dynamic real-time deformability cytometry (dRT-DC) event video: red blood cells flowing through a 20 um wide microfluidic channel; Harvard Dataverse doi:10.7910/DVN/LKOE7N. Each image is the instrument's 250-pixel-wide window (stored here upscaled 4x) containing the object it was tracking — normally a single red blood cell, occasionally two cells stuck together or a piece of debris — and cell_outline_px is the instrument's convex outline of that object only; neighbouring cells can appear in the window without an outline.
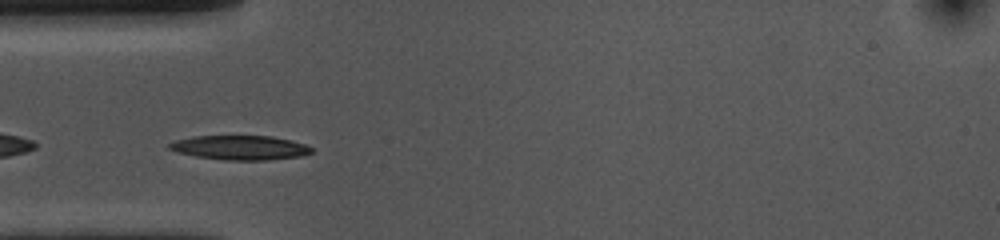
{"species": "common noctule bat (a hibernating species)", "species_latin": "Nyctalus noctula", "temperature_condition": "cold", "stored_images_in_passage": 30, "camera_frame_rate_fps": 3000, "um_per_image_px": 0.085, "animal": {"sex": "female", "body_mass_g": 10.0, "forearm_length_mm": 53.1}, "frame": {"image": 1, "passage_image": 1, "time_ms": 0.0, "image_size_px": [1000, 240], "cell_outline_px": [[312, 152], [300, 156], [264, 160], [224, 160], [196, 156], [176, 152], [168, 148], [168, 144], [176, 140], [192, 136], [272, 136], [292, 140], [304, 144], [312, 148]], "centroid_in_image_um": [20.38, 12.54], "position_along_channel_um": 64.6, "area_um2": 20.11}}
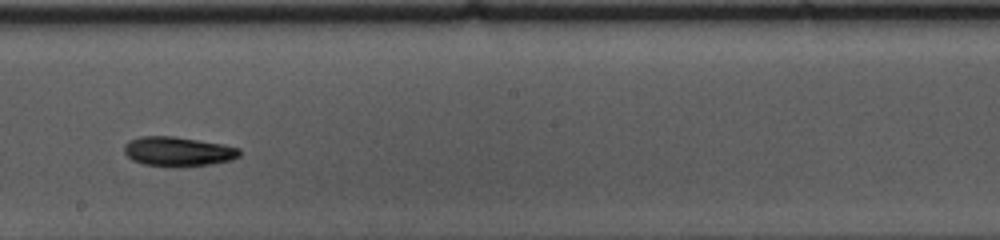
{"frame": {"image": 2, "passage_image": 15, "time_ms": 4.667, "image_size_px": [1000, 240], "cell_outline_px": [[240, 156], [232, 160], [208, 164], [144, 164], [132, 160], [124, 152], [124, 144], [128, 140], [140, 136], [172, 136], [224, 144], [240, 148]], "centroid_in_image_um": [15.13, 12.82], "position_along_channel_um": 233.1, "area_um2": 19.13}}
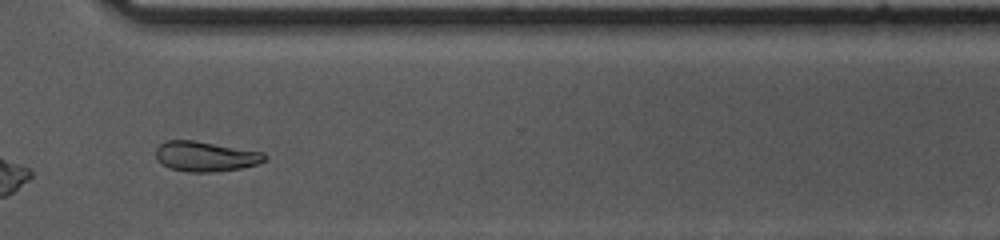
{"frame": {"image": 3, "passage_image": 25, "time_ms": 8.0, "image_size_px": [1000, 240], "cell_outline_px": [[268, 160], [256, 164], [240, 168], [212, 172], [188, 172], [168, 168], [156, 156], [156, 148], [160, 144], [168, 140], [192, 140], [264, 152], [268, 156]], "centroid_in_image_um": [17.5, 13.29], "position_along_channel_um": 353.1, "area_um2": 18.96}, "authors_computed_cell_mechanics": {"area_um2": 19.5075, "velocity_mm_per_s": 3.602, "shape_relaxation_time_tau1_ms": 3.6874, "shape_relaxation_time_tau2_ms": null, "deformation_change_tau1": 0.1245, "deformation_change_tau2": null}}